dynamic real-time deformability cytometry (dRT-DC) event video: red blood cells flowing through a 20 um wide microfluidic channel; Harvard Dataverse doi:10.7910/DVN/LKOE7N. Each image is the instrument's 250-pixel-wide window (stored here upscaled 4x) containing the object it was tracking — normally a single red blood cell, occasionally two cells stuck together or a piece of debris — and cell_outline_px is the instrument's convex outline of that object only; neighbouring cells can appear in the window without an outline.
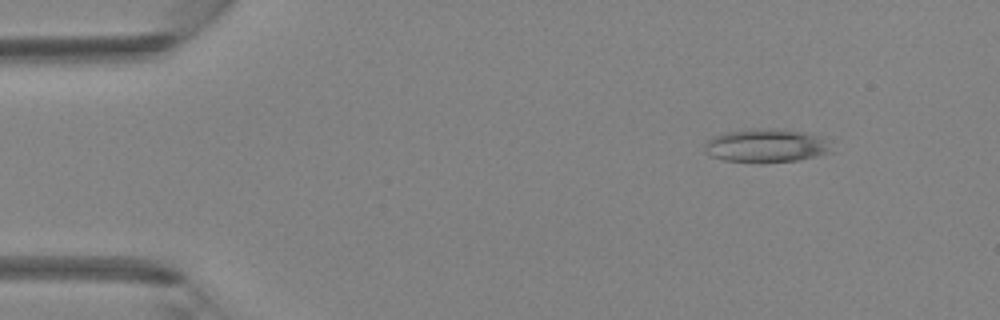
{"species": "Egyptian fruit bat (a non-hibernating species)", "species_latin": "Rousettus aegyptiacus", "temperature_condition": "room temperature", "stored_images_in_passage": 44, "camera_frame_rate_fps": 3000, "um_per_image_px": 0.085, "animal": {"sex": "female"}, "frame": {"image": 1, "passage_image": 5, "time_ms": 1.333, "image_size_px": [1000, 320], "cell_outline_px": [[832, 152], [816, 156], [796, 160], [724, 160], [712, 156], [704, 152], [704, 144], [712, 136], [724, 132], [744, 128], [784, 128], [824, 136], [832, 140]], "centroid_in_image_um": [65.19, 12.31], "position_along_channel_um": 19.8, "area_um2": 24.85}}
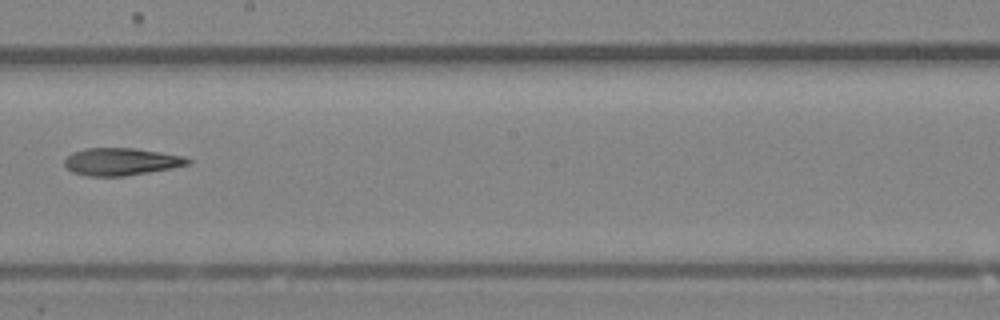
{"frame": {"image": 2, "passage_image": 25, "time_ms": 8.0, "image_size_px": [1000, 320], "cell_outline_px": [[192, 164], [172, 168], [124, 176], [88, 176], [72, 172], [64, 164], [64, 160], [72, 152], [84, 148], [136, 148], [184, 156], [192, 160]], "centroid_in_image_um": [10.32, 13.73], "position_along_channel_um": 237.9, "area_um2": 19.77}}
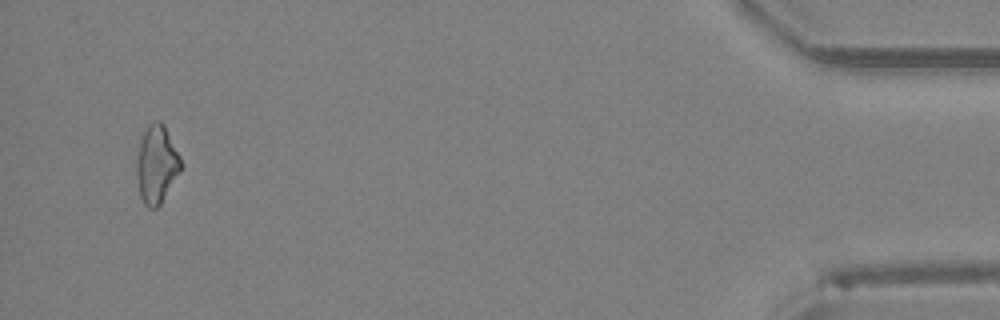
{"frame": {"image": 3, "passage_image": 42, "time_ms": 13.667, "image_size_px": [1000, 320], "cell_outline_px": [[184, 164], [160, 204], [156, 208], [148, 208], [144, 204], [140, 196], [136, 176], [136, 164], [140, 140], [148, 124], [156, 120], [160, 120], [164, 124]], "centroid_in_image_um": [13.31, 13.95], "position_along_channel_um": 421.9, "area_um2": 20.11}}